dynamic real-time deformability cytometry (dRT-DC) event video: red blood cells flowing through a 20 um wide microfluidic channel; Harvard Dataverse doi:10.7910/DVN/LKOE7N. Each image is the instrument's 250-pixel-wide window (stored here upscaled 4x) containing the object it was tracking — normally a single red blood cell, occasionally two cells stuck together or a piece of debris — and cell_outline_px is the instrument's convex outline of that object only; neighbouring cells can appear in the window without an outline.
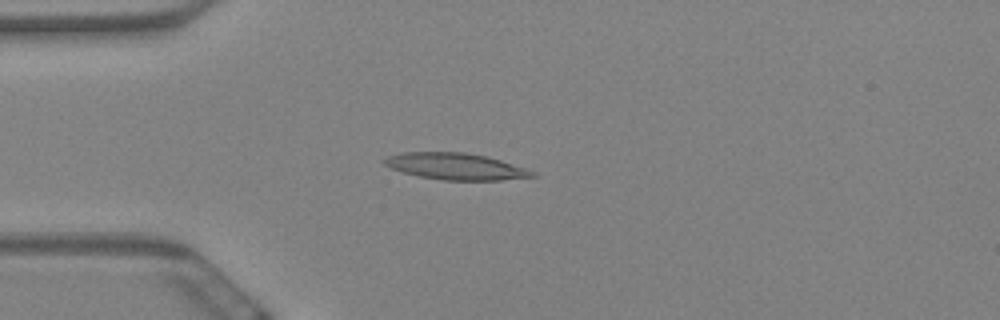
{"species": "Egyptian fruit bat (a non-hibernating species)", "species_latin": "Rousettus aegyptiacus", "temperature_condition": "warm", "stored_images_in_passage": 57, "camera_frame_rate_fps": 3000, "um_per_image_px": 0.085, "animal": {"sex": "female"}, "frame": {"image": 1, "passage_image": 14, "time_ms": 4.333, "image_size_px": [1000, 320], "cell_outline_px": [[536, 176], [500, 180], [440, 180], [420, 176], [404, 172], [392, 168], [384, 164], [380, 160], [388, 156], [400, 152], [464, 152], [488, 156], [536, 172]], "centroid_in_image_um": [38.7, 14.13], "position_along_channel_um": 46.3, "area_um2": 22.83}}
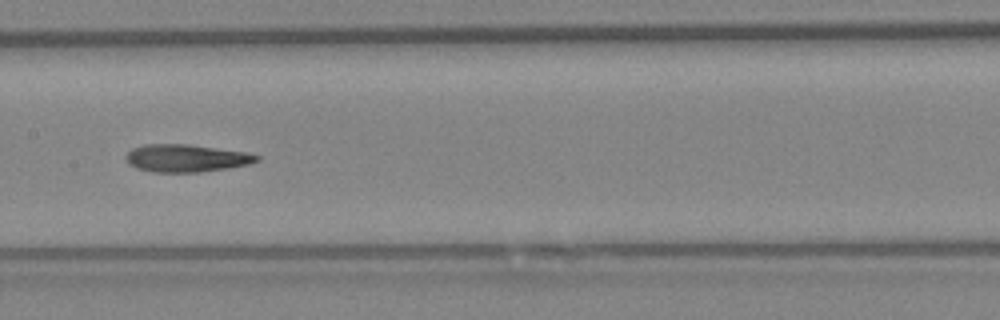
{"frame": {"image": 2, "passage_image": 28, "time_ms": 9.0, "image_size_px": [1000, 320], "cell_outline_px": [[260, 160], [248, 164], [228, 168], [200, 172], [152, 172], [136, 168], [128, 164], [124, 160], [124, 156], [132, 148], [144, 144], [188, 144], [248, 152], [260, 156]], "centroid_in_image_um": [15.8, 13.44], "position_along_channel_um": 191.6, "area_um2": 21.27}}
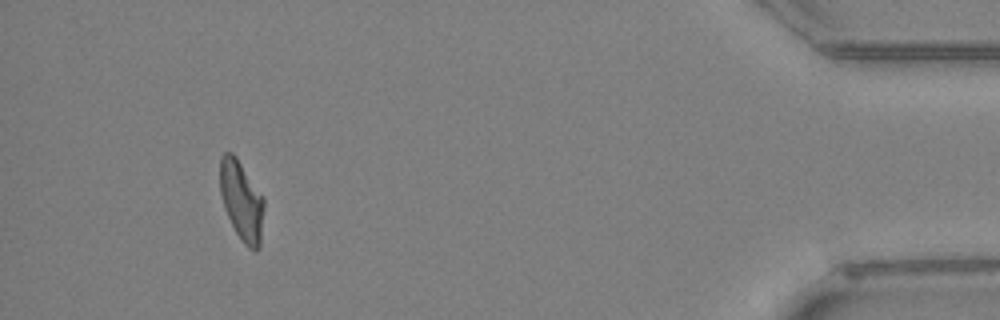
{"frame": {"image": 3, "passage_image": 53, "time_ms": 17.333, "image_size_px": [1000, 320], "cell_outline_px": [[264, 208], [260, 248], [256, 252], [252, 252], [244, 244], [236, 232], [224, 208], [220, 192], [220, 156], [224, 152], [232, 152], [236, 156], [264, 196]], "centroid_in_image_um": [20.55, 17.07], "position_along_channel_um": 414.6, "area_um2": 20.75}, "authors_computed_cell_mechanics": {"area_um2": 21.1548, "velocity_mm_per_s": 3.4748, "shape_relaxation_time_tau1_ms": null, "shape_relaxation_time_tau2_ms": 6.6025, "deformation_change_tau1": null, "deformation_change_tau2": 0.1763}}